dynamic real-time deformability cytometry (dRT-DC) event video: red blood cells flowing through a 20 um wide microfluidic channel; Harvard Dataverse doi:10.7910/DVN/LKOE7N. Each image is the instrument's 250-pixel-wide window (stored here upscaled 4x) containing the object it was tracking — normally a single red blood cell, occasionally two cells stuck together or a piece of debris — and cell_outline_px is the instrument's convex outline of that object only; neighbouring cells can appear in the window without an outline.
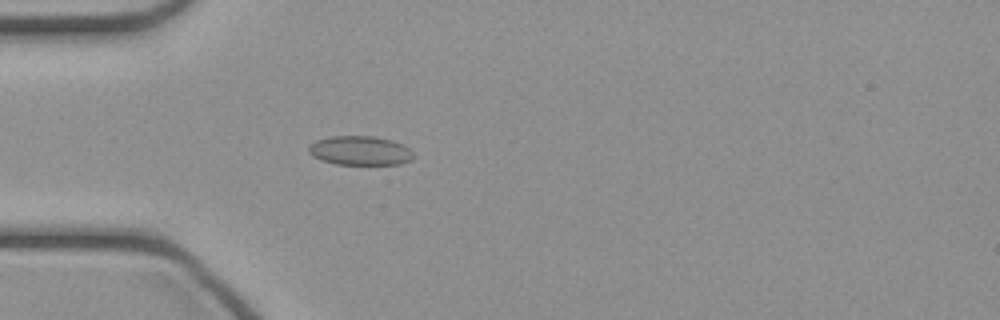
{"species": "common noctule bat (a hibernating species)", "species_latin": "Nyctalus noctula", "temperature_condition": "cold", "stored_images_in_passage": 46, "camera_frame_rate_fps": 3000, "um_per_image_px": 0.085, "animal": {"sex": "female", "body_mass_g": 21.9}, "frame": {"image": 1, "passage_image": 13, "time_ms": 4.0, "image_size_px": [1000, 320], "cell_outline_px": [[416, 156], [412, 160], [400, 164], [336, 164], [320, 160], [312, 156], [308, 152], [308, 148], [316, 140], [332, 136], [376, 136], [392, 140], [408, 148]], "centroid_in_image_um": [30.61, 12.8], "position_along_channel_um": 54.4, "area_um2": 17.86}}
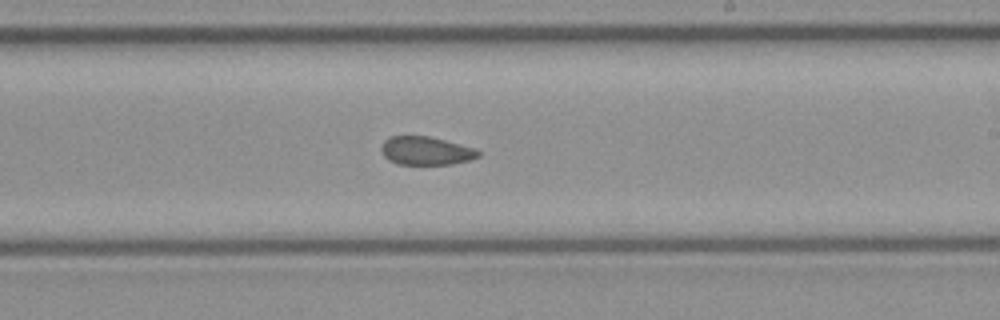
{"frame": {"image": 2, "passage_image": 27, "time_ms": 8.667, "image_size_px": [1000, 320], "cell_outline_px": [[480, 156], [468, 160], [452, 164], [396, 164], [388, 160], [384, 156], [380, 148], [384, 140], [388, 136], [428, 136], [476, 148], [480, 152]], "centroid_in_image_um": [36.18, 12.81], "position_along_channel_um": 252.8, "area_um2": 16.07}}
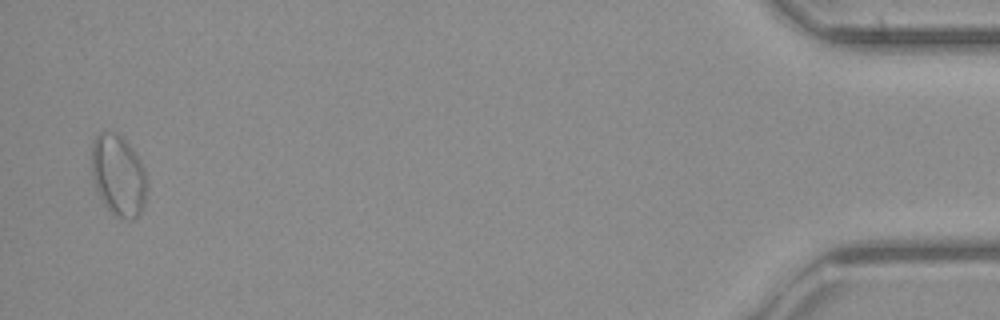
{"frame": {"image": 3, "passage_image": 45, "time_ms": 14.667, "image_size_px": [1000, 320], "cell_outline_px": [[148, 192], [144, 204], [140, 212], [132, 220], [128, 220], [116, 216], [104, 204], [96, 192], [92, 176], [92, 140], [100, 132], [116, 132], [124, 136], [140, 160], [144, 168]], "centroid_in_image_um": [10.06, 14.89], "position_along_channel_um": 425.1, "area_um2": 26.53}}